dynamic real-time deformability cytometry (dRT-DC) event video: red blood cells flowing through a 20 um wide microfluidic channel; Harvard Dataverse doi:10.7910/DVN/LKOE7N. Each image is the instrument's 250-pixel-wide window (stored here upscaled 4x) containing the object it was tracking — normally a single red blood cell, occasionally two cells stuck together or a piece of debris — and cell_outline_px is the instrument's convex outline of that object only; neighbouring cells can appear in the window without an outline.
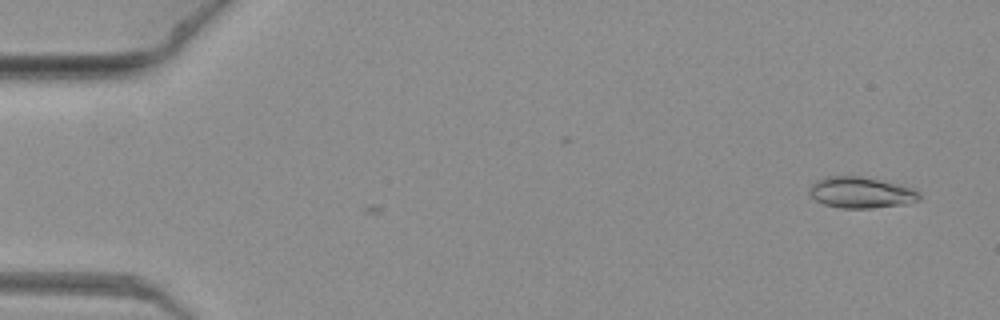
{"species": "common noctule bat (a hibernating species)", "species_latin": "Nyctalus noctula", "temperature_condition": "warm", "stored_images_in_passage": 12, "camera_frame_rate_fps": 3000, "um_per_image_px": 0.085, "animal": {"sex": "female", "body_mass_g": 19.3, "forearm_length_mm": 54.1}, "frame": {"image": 1, "passage_image": 2, "time_ms": 0.333, "image_size_px": [1000, 320], "cell_outline_px": [[920, 200], [908, 204], [872, 208], [840, 208], [824, 204], [816, 200], [808, 192], [812, 184], [816, 180], [828, 176], [860, 176], [900, 184], [912, 188], [920, 192]], "centroid_in_image_um": [73.21, 16.37], "position_along_channel_um": 11.8, "area_um2": 20.06}}
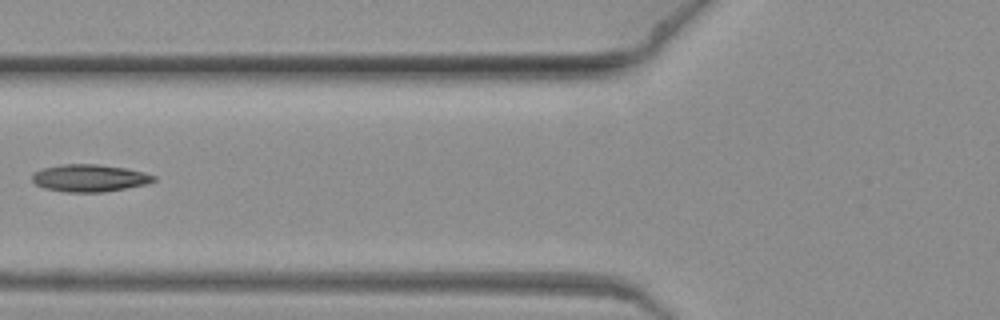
{"frame": {"image": 2, "passage_image": 9, "time_ms": 2.667, "image_size_px": [1000, 320], "cell_outline_px": [[156, 180], [144, 184], [104, 192], [64, 192], [44, 188], [36, 184], [32, 180], [32, 172], [44, 168], [60, 164], [96, 164], [124, 168], [144, 172], [156, 176]], "centroid_in_image_um": [7.57, 15.13], "position_along_channel_um": 118.2, "area_um2": 19.25}}
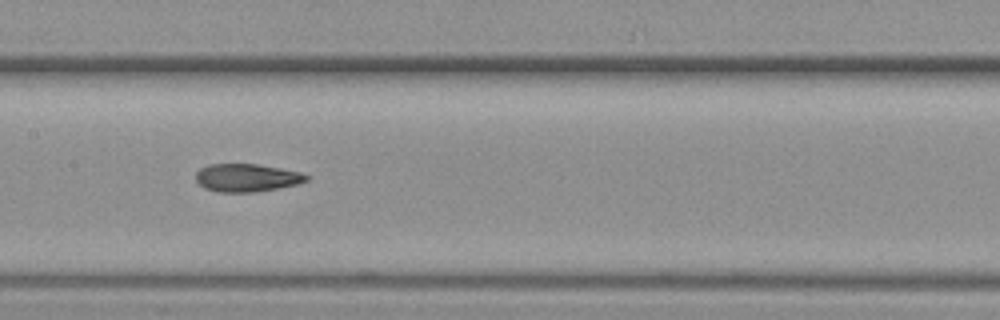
{"frame": {"image": 3, "passage_image": 11, "time_ms": 3.333, "image_size_px": [1000, 320], "cell_outline_px": [[308, 180], [296, 184], [256, 192], [216, 192], [204, 188], [196, 180], [196, 172], [200, 168], [208, 164], [256, 164], [280, 168], [300, 172], [308, 176]], "centroid_in_image_um": [20.93, 15.11], "position_along_channel_um": 186.5, "area_um2": 17.92}}